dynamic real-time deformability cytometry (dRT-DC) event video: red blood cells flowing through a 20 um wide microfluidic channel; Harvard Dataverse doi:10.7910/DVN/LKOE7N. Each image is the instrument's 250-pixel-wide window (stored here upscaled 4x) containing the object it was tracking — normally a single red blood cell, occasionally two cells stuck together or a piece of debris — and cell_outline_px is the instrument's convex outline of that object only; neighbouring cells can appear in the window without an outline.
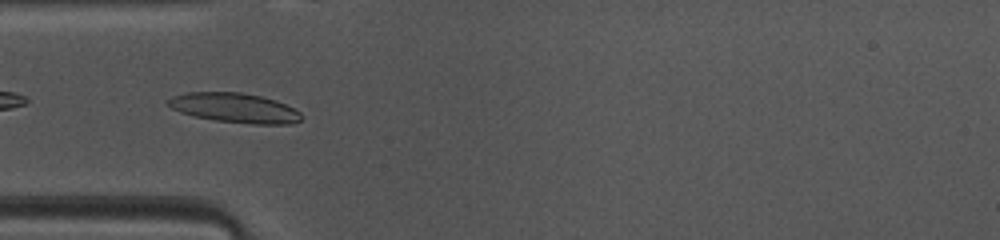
{"species": "common noctule bat (a hibernating species)", "species_latin": "Nyctalus noctula", "temperature_condition": "warm", "stored_images_in_passage": 13, "camera_frame_rate_fps": 3000, "um_per_image_px": 0.085, "animal": {"sex": "female", "body_mass_g": 10.0, "forearm_length_mm": 53.1}, "frame": {"image": 1, "passage_image": 6, "time_ms": 1.667, "image_size_px": [1000, 240], "cell_outline_px": [[300, 120], [292, 124], [252, 124], [216, 120], [196, 116], [180, 112], [172, 108], [168, 104], [168, 100], [172, 96], [188, 92], [240, 92], [260, 96], [276, 100], [300, 112]], "centroid_in_image_um": [19.94, 9.16], "position_along_channel_um": 65.1, "area_um2": 22.72}}